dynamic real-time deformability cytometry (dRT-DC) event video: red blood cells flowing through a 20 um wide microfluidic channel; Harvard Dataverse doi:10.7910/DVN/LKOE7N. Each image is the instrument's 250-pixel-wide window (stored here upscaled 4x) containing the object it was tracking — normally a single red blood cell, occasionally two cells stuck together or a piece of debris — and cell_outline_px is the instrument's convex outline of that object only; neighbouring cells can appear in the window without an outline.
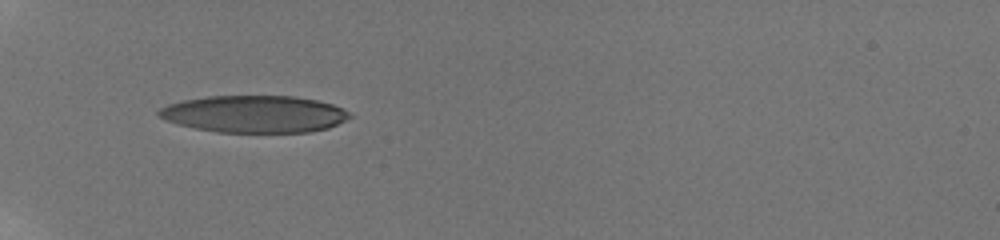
{"species": "human", "species_latin": "Homo sapiens", "temperature_condition": "room temperature", "stored_images_in_passage": 54, "camera_frame_rate_fps": 3000, "um_per_image_px": 0.085, "donor": {"sex": "male"}, "frame": {"image": 1, "passage_image": 1, "time_ms": 0.0, "image_size_px": [1000, 240], "cell_outline_px": [[352, 116], [328, 128], [308, 132], [216, 132], [192, 128], [176, 124], [164, 120], [156, 112], [160, 108], [168, 104], [184, 100], [208, 96], [296, 96], [316, 100], [332, 104], [348, 112]], "centroid_in_image_um": [21.56, 9.69], "position_along_channel_um": 63.4, "area_um2": 41.21}}
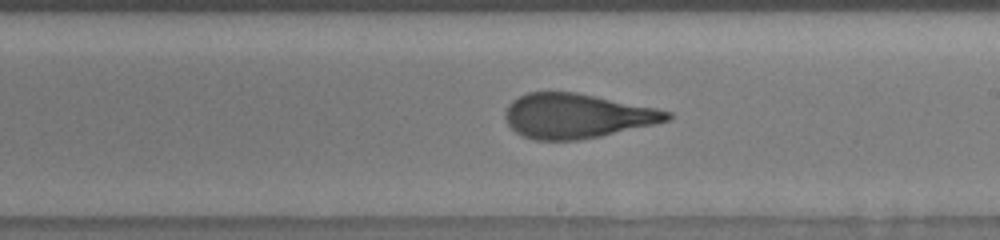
{"frame": {"image": 2, "passage_image": 19, "time_ms": 5.0, "image_size_px": [1000, 240], "cell_outline_px": [[672, 116], [668, 120], [652, 124], [600, 136], [580, 140], [536, 140], [524, 136], [516, 132], [508, 124], [504, 116], [504, 112], [508, 104], [512, 100], [528, 92], [576, 92], [656, 108], [672, 112]], "centroid_in_image_um": [48.99, 9.85], "position_along_channel_um": 240.0, "area_um2": 41.79}}
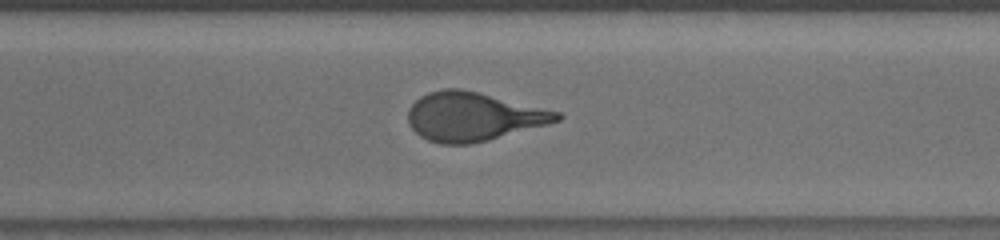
{"frame": {"image": 3, "passage_image": 28, "time_ms": 7.333, "image_size_px": [1000, 240], "cell_outline_px": [[564, 116], [560, 120], [548, 124], [488, 140], [472, 144], [440, 144], [428, 140], [420, 136], [408, 124], [408, 108], [420, 96], [428, 92], [444, 88], [460, 88], [560, 112]], "centroid_in_image_um": [40.19, 9.91], "position_along_channel_um": 330.4, "area_um2": 42.08}, "authors_computed_cell_mechanics": {"area_um2": 42.4541, "velocity_mm_per_s": 3.886, "shape_relaxation_time_tau1_ms": 4.0529, "shape_relaxation_time_tau2_ms": 0.977, "deformation_change_tau1": 0.2087, "deformation_change_tau2": 0.0915}}